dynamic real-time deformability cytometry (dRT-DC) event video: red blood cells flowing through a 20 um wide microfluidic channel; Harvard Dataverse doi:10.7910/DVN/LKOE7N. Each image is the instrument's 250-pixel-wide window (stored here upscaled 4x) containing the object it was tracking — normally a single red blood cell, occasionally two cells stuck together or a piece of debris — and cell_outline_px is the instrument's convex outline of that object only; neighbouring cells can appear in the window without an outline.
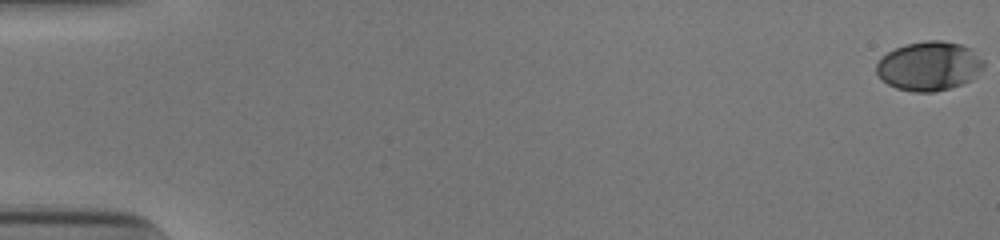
{"species": "human", "species_latin": "Homo sapiens", "temperature_condition": "cold", "stored_images_in_passage": 54, "camera_frame_rate_fps": 3000, "um_per_image_px": 0.085, "donor": {"sex": "male"}, "frame": {"image": 1, "passage_image": 1, "time_ms": 0.0, "image_size_px": [1000, 240], "cell_outline_px": [[984, 68], [968, 80], [960, 84], [936, 92], [912, 92], [896, 88], [888, 84], [876, 72], [876, 64], [888, 52], [904, 44], [928, 40], [940, 40], [960, 44], [972, 48], [984, 60]], "centroid_in_image_um": [78.98, 5.6], "position_along_channel_um": 6.0, "area_um2": 30.58}}
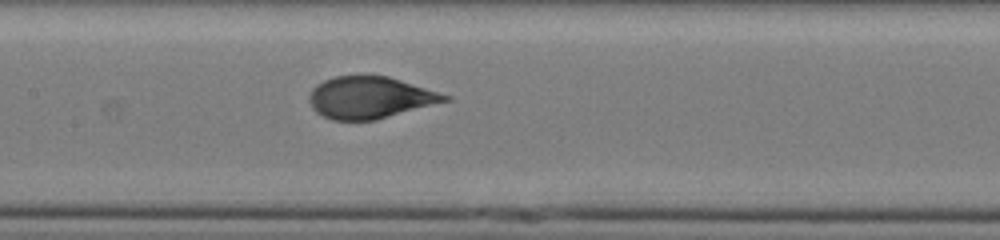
{"frame": {"image": 2, "passage_image": 28, "time_ms": 9.0, "image_size_px": [1000, 240], "cell_outline_px": [[452, 100], [376, 120], [332, 120], [316, 112], [312, 108], [308, 100], [308, 96], [312, 88], [316, 84], [332, 76], [388, 76], [452, 96]], "centroid_in_image_um": [31.45, 8.3], "position_along_channel_um": 176.0, "area_um2": 33.23}}
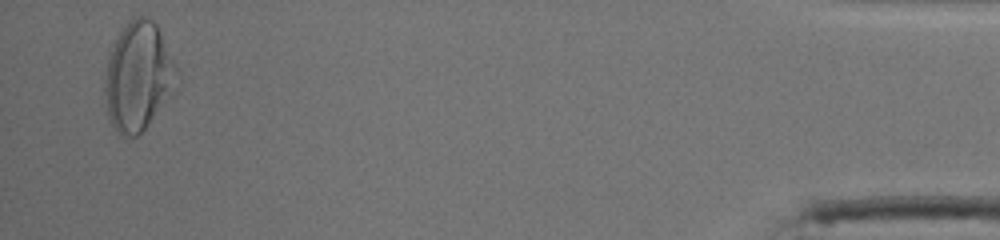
{"frame": {"image": 3, "passage_image": 53, "time_ms": 17.333, "image_size_px": [1000, 240], "cell_outline_px": [[180, 84], [172, 96], [144, 128], [136, 136], [120, 136], [116, 132], [112, 124], [108, 112], [104, 92], [104, 68], [116, 36], [128, 20], [136, 16], [148, 16], [156, 24], [180, 72]], "centroid_in_image_um": [11.78, 6.48], "position_along_channel_um": 423.4, "area_um2": 46.3}, "authors_computed_cell_mechanics": {"area_um2": 33.6396, "velocity_mm_per_s": 3.8969, "shape_relaxation_time_tau1_ms": 4.632, "shape_relaxation_time_tau2_ms": null, "deformation_change_tau1": 0.1801, "deformation_change_tau2": null}}